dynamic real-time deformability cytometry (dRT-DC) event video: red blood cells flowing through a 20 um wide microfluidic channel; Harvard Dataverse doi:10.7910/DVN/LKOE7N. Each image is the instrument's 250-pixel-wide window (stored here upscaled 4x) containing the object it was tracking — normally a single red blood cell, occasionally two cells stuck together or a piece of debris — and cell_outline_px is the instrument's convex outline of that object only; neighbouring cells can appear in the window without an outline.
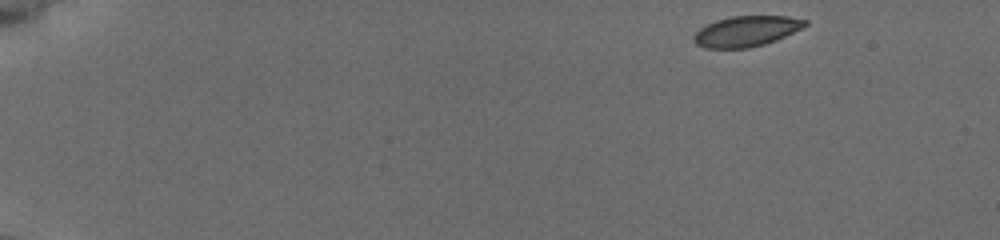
{"species": "common noctule bat (a hibernating species)", "species_latin": "Nyctalus noctula", "temperature_condition": "cold", "stored_images_in_passage": 50, "camera_frame_rate_fps": 3000, "um_per_image_px": 0.085, "animal": {"sex": "female", "body_mass_g": 19.5, "forearm_length_mm": 54.1}, "frame": {"image": 1, "passage_image": 1, "time_ms": 0.0, "image_size_px": [1000, 240], "cell_outline_px": [[808, 24], [776, 40], [764, 44], [748, 48], [704, 48], [696, 44], [692, 40], [692, 36], [700, 28], [716, 20], [732, 16], [788, 16], [808, 20]], "centroid_in_image_um": [63.4, 2.65], "position_along_channel_um": 21.6, "area_um2": 19.71}}
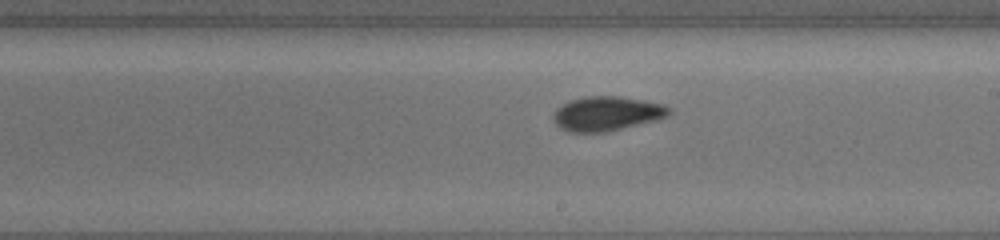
{"frame": {"image": 2, "passage_image": 29, "time_ms": 9.333, "image_size_px": [1000, 240], "cell_outline_px": [[672, 112], [668, 116], [656, 120], [604, 132], [568, 132], [560, 128], [552, 120], [552, 112], [556, 108], [572, 100], [588, 96], [620, 96], [644, 100], [664, 104], [672, 108]], "centroid_in_image_um": [51.58, 9.65], "position_along_channel_um": 237.4, "area_um2": 23.29}}
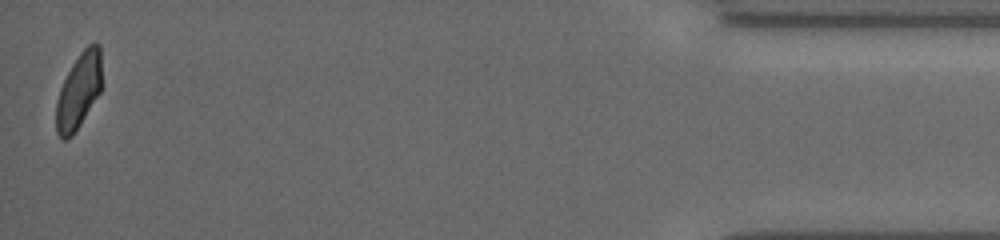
{"frame": {"image": 3, "passage_image": 50, "time_ms": 16.333, "image_size_px": [1000, 240], "cell_outline_px": [[100, 92], [80, 124], [72, 136], [68, 140], [64, 140], [56, 132], [56, 100], [60, 88], [72, 64], [80, 52], [88, 44], [100, 44]], "centroid_in_image_um": [6.66, 7.75], "position_along_channel_um": 428.5, "area_um2": 19.77}, "authors_computed_cell_mechanics": {"area_um2": 21.8195, "velocity_mm_per_s": 3.76, "shape_relaxation_time_tau1_ms": 3.2625, "shape_relaxation_time_tau2_ms": 2.2436, "deformation_change_tau1": 0.1184, "deformation_change_tau2": 0.0368}}